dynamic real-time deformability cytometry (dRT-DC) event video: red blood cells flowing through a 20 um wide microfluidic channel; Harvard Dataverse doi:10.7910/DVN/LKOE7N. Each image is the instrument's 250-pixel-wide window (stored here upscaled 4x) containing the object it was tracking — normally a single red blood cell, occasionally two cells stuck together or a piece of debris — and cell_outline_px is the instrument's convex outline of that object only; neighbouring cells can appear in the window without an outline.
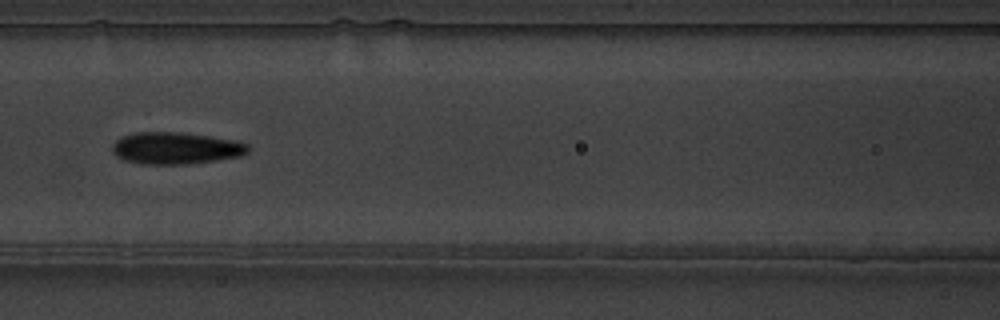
{"species": "common noctule bat (a hibernating species)", "species_latin": "Nyctalus noctula", "temperature_condition": "warm", "stored_images_in_passage": 12, "camera_frame_rate_fps": 3000, "um_per_image_px": 0.085, "animal": {"sex": "male", "body_mass_g": 19.5, "forearm_length_mm": 54.6}, "frame": {"image": 1, "passage_image": 4, "time_ms": 1.0, "image_size_px": [1000, 320], "cell_outline_px": [[252, 148], [248, 152], [240, 156], [216, 160], [188, 164], [140, 164], [124, 160], [116, 156], [112, 152], [112, 144], [120, 136], [136, 132], [180, 132], [240, 140], [248, 144]], "centroid_in_image_um": [14.96, 12.59], "position_along_channel_um": 151.6, "area_um2": 25.66}}
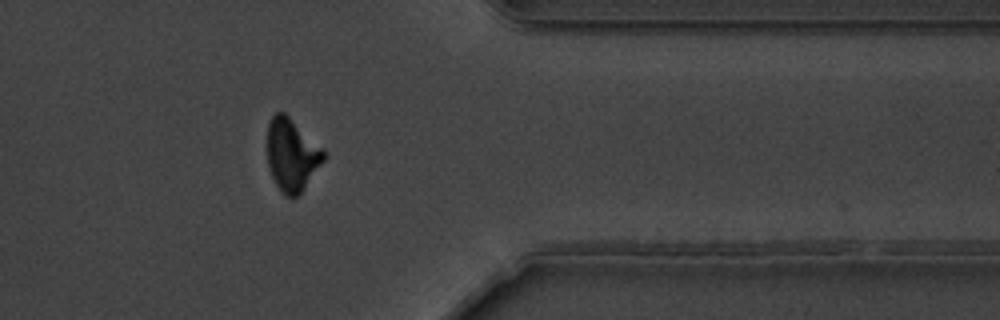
{"frame": {"image": 2, "passage_image": 10, "time_ms": 3.0, "image_size_px": [1000, 320], "cell_outline_px": [[324, 160], [300, 192], [296, 196], [284, 196], [276, 184], [268, 168], [268, 120], [276, 112], [284, 112], [324, 152]], "centroid_in_image_um": [24.75, 13.16], "position_along_channel_um": 386.7, "area_um2": 22.95}}